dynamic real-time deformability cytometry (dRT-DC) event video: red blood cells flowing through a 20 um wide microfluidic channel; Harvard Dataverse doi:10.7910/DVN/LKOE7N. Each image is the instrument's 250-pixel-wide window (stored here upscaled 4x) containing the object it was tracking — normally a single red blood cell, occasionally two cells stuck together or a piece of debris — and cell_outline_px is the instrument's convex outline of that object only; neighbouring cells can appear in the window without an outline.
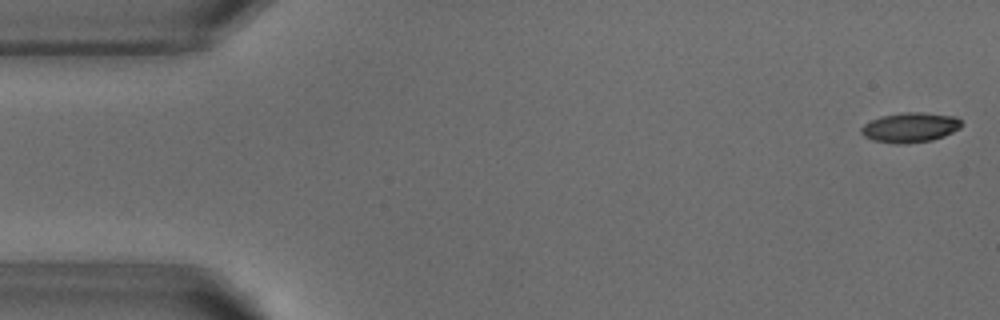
{"species": "common noctule bat (a hibernating species)", "species_latin": "Nyctalus noctula", "temperature_condition": "warm", "stored_images_in_passage": 52, "camera_frame_rate_fps": 3000, "um_per_image_px": 0.085, "animal": {"sex": "male", "body_mass_g": 18.8}, "frame": {"image": 1, "passage_image": 1, "time_ms": 0.0, "image_size_px": [1000, 320], "cell_outline_px": [[960, 128], [944, 136], [932, 140], [904, 144], [896, 144], [872, 140], [864, 136], [860, 132], [860, 128], [864, 124], [880, 116], [900, 112], [920, 112], [956, 116], [960, 120]], "centroid_in_image_um": [77.33, 10.83], "position_along_channel_um": 7.7, "area_um2": 17.51}}
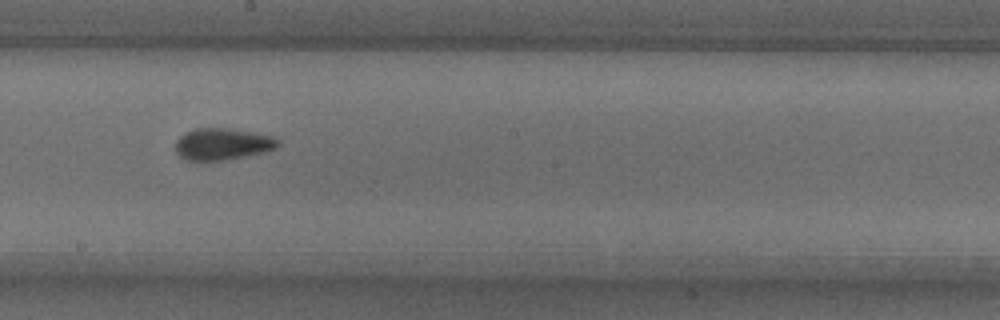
{"frame": {"image": 2, "passage_image": 28, "time_ms": 9.0, "image_size_px": [1000, 320], "cell_outline_px": [[280, 144], [276, 148], [264, 152], [228, 160], [184, 160], [176, 152], [176, 140], [184, 132], [196, 128], [228, 128], [256, 132], [276, 136], [280, 140]], "centroid_in_image_um": [18.95, 12.23], "position_along_channel_um": 229.2, "area_um2": 19.31}}
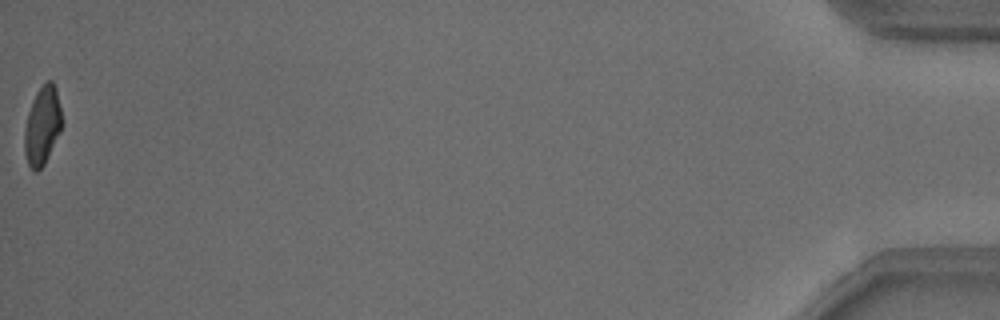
{"frame": {"image": 3, "passage_image": 52, "time_ms": 17.0, "image_size_px": [1000, 320], "cell_outline_px": [[60, 132], [44, 164], [36, 172], [28, 164], [24, 152], [24, 128], [28, 112], [36, 92], [48, 80], [52, 80], [56, 88], [60, 108]], "centroid_in_image_um": [3.57, 10.68], "position_along_channel_um": 431.6, "area_um2": 16.7}, "authors_computed_cell_mechanics": {"area_um2": 18.0047, "velocity_mm_per_s": 3.8338, "shape_relaxation_time_tau1_ms": 2.7243, "shape_relaxation_time_tau2_ms": 1.8109, "deformation_change_tau1": 0.14, "deformation_change_tau2": 0.0884}}